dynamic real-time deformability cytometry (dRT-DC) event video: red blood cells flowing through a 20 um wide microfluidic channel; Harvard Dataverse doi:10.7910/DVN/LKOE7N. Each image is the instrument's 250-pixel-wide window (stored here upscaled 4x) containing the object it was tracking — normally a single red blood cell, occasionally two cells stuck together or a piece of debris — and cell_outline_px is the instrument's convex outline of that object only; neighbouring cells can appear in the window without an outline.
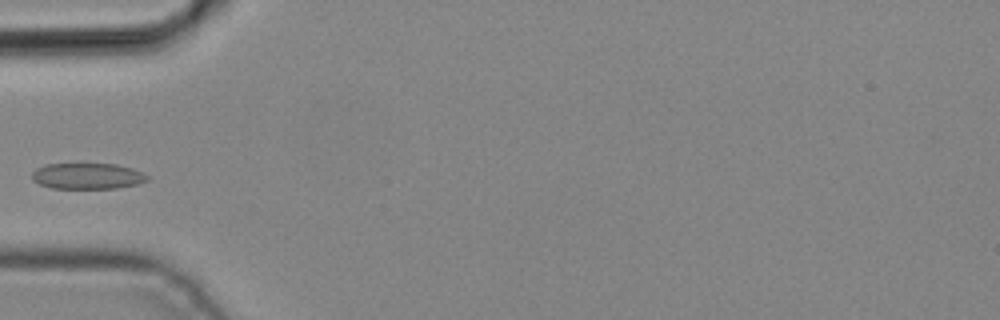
{"species": "common noctule bat (a hibernating species)", "species_latin": "Nyctalus noctula", "temperature_condition": "cold", "stored_images_in_passage": 4, "camera_frame_rate_fps": 3000, "um_per_image_px": 0.085, "animal": {"sex": "male", "body_mass_g": 19.2, "forearm_length_mm": 51.8}, "frame": {"image": 1, "passage_image": 4, "time_ms": 1.0, "image_size_px": [1000, 320], "cell_outline_px": [[148, 180], [136, 184], [116, 188], [52, 188], [40, 184], [32, 180], [32, 172], [36, 168], [44, 164], [116, 164], [132, 168], [148, 176]], "centroid_in_image_um": [7.39, 14.96], "position_along_channel_um": 77.6, "area_um2": 17.34}}